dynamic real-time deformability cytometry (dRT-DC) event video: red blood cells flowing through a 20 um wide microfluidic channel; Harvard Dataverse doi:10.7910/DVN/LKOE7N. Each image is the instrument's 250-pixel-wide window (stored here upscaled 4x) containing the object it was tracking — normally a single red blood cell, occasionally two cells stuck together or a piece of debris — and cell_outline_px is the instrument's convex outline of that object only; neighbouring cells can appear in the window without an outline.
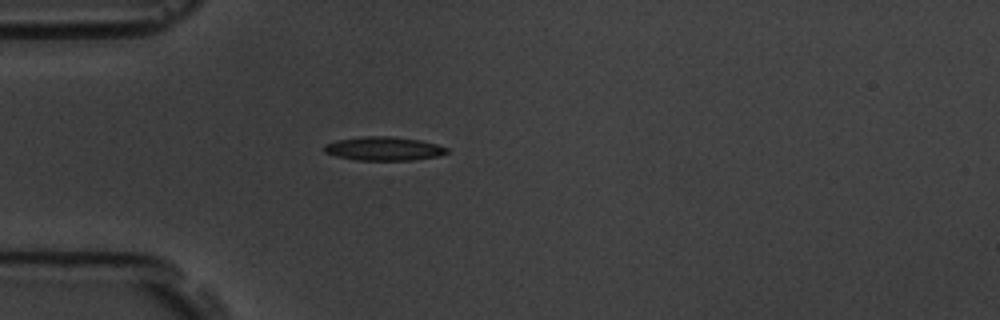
{"species": "common noctule bat (a hibernating species)", "species_latin": "Nyctalus noctula", "temperature_condition": "room temperature", "stored_images_in_passage": 2, "camera_frame_rate_fps": 3000, "um_per_image_px": 0.085, "animal": {"sex": "male", "body_mass_g": 19.5, "forearm_length_mm": 54.6}, "frame": {"image": 1, "passage_image": 1, "time_ms": 0.0, "image_size_px": [1000, 320], "cell_outline_px": [[448, 152], [436, 156], [412, 160], [356, 160], [336, 156], [324, 152], [324, 144], [336, 140], [360, 136], [392, 136], [420, 140], [436, 144], [448, 148]], "centroid_in_image_um": [32.58, 12.62], "position_along_channel_um": 52.4, "area_um2": 16.99}}